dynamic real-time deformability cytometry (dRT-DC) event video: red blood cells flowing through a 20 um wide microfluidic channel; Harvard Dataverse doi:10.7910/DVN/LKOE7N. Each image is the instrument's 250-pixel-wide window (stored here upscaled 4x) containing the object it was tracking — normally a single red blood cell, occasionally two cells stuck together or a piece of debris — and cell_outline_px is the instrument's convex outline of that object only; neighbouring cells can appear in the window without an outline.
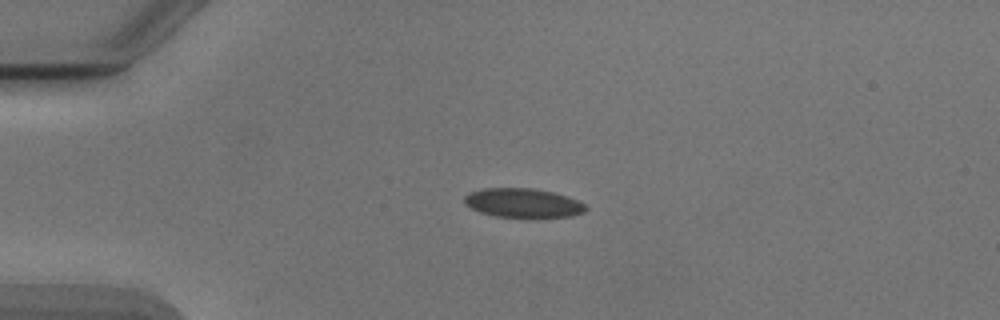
{"species": "Egyptian fruit bat (a non-hibernating species)", "species_latin": "Rousettus aegyptiacus", "temperature_condition": "cold", "stored_images_in_passage": 45, "camera_frame_rate_fps": 3000, "um_per_image_px": 0.085, "animal": {"sex": "male"}, "frame": {"image": 1, "passage_image": 5, "time_ms": 1.333, "image_size_px": [1000, 320], "cell_outline_px": [[588, 208], [584, 212], [572, 216], [496, 216], [480, 212], [464, 204], [464, 196], [468, 192], [484, 188], [532, 188], [552, 192], [568, 196], [584, 204]], "centroid_in_image_um": [44.42, 17.23], "position_along_channel_um": 40.6, "area_um2": 20.29}}
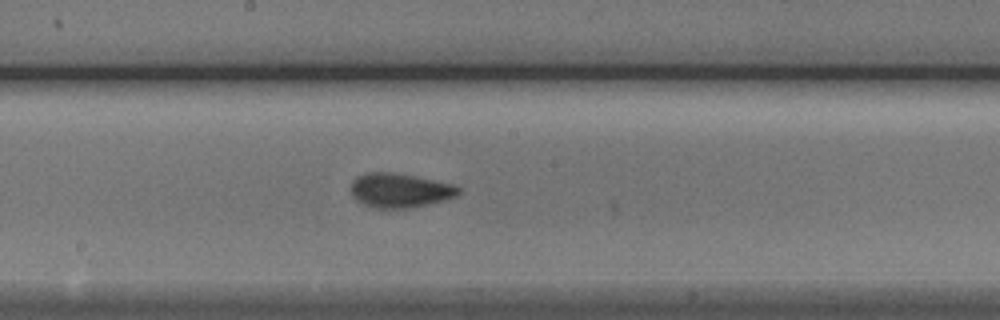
{"frame": {"image": 2, "passage_image": 21, "time_ms": 6.667, "image_size_px": [1000, 320], "cell_outline_px": [[460, 192], [456, 196], [444, 200], [412, 208], [376, 208], [364, 204], [356, 200], [352, 196], [352, 180], [356, 176], [368, 172], [392, 172], [456, 184], [460, 188]], "centroid_in_image_um": [33.99, 16.18], "position_along_channel_um": 214.2, "area_um2": 21.56}}
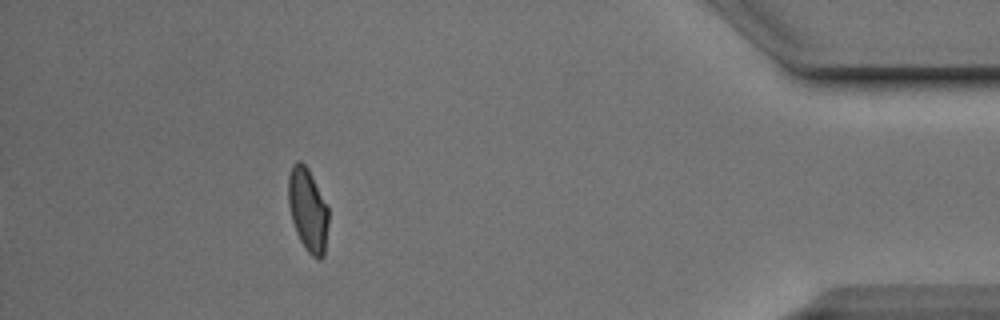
{"frame": {"image": 3, "passage_image": 40, "time_ms": 13.0, "image_size_px": [1000, 320], "cell_outline_px": [[328, 224], [324, 256], [320, 260], [316, 260], [308, 252], [300, 240], [296, 232], [292, 220], [288, 204], [288, 176], [292, 164], [296, 160], [300, 160], [308, 168], [328, 204]], "centroid_in_image_um": [26.17, 17.82], "position_along_channel_um": 409.0, "area_um2": 19.83}, "authors_computed_cell_mechanics": {"area_um2": 20.4034, "velocity_mm_per_s": 3.8843, "shape_relaxation_time_tau1_ms": 4.4287, "shape_relaxation_time_tau2_ms": 1.1892, "deformation_change_tau1": 0.1082, "deformation_change_tau2": 0.0479}}